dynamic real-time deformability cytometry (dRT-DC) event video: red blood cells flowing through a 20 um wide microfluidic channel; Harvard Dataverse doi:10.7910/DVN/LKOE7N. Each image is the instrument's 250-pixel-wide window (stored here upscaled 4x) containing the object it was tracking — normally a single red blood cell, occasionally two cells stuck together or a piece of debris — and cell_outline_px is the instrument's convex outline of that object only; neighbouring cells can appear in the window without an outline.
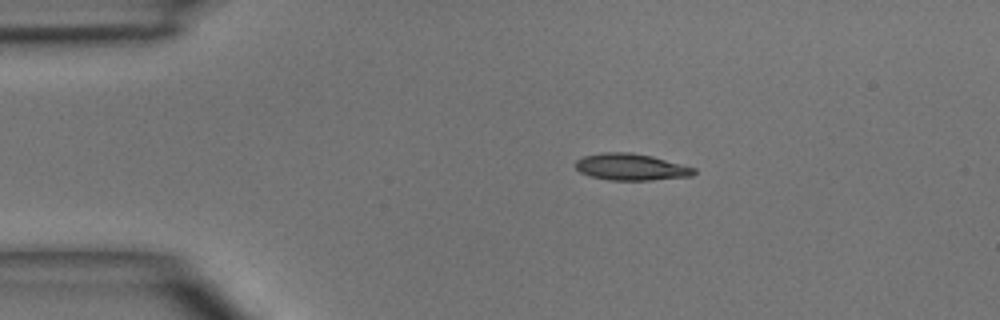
{"species": "common noctule bat (a hibernating species)", "species_latin": "Nyctalus noctula", "temperature_condition": "room temperature", "stored_images_in_passage": 3, "camera_frame_rate_fps": 3000, "um_per_image_px": 0.085, "animal": {"sex": "male", "body_mass_g": 15.6}, "frame": {"image": 1, "passage_image": 2, "time_ms": 1.0, "image_size_px": [1000, 320], "cell_outline_px": [[696, 172], [692, 176], [652, 180], [608, 180], [592, 176], [580, 172], [572, 164], [576, 160], [584, 156], [604, 152], [632, 152], [652, 156], [696, 168]], "centroid_in_image_um": [53.63, 14.19], "position_along_channel_um": 31.4, "area_um2": 18.5}}